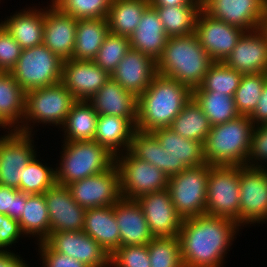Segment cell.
I'll list each match as a JSON object with an SVG mask.
<instances>
[{
    "mask_svg": "<svg viewBox=\"0 0 267 267\" xmlns=\"http://www.w3.org/2000/svg\"><path fill=\"white\" fill-rule=\"evenodd\" d=\"M239 227L232 220L207 214L183 219L178 233L183 266H223Z\"/></svg>",
    "mask_w": 267,
    "mask_h": 267,
    "instance_id": "6da1fadb",
    "label": "cell"
},
{
    "mask_svg": "<svg viewBox=\"0 0 267 267\" xmlns=\"http://www.w3.org/2000/svg\"><path fill=\"white\" fill-rule=\"evenodd\" d=\"M192 99V90L179 81L157 74L137 97L136 129L152 132L170 127L184 106Z\"/></svg>",
    "mask_w": 267,
    "mask_h": 267,
    "instance_id": "7a4b0ae2",
    "label": "cell"
},
{
    "mask_svg": "<svg viewBox=\"0 0 267 267\" xmlns=\"http://www.w3.org/2000/svg\"><path fill=\"white\" fill-rule=\"evenodd\" d=\"M212 63V59L193 33L169 37L156 60V69L158 74L177 80L193 90L201 85Z\"/></svg>",
    "mask_w": 267,
    "mask_h": 267,
    "instance_id": "3957f363",
    "label": "cell"
},
{
    "mask_svg": "<svg viewBox=\"0 0 267 267\" xmlns=\"http://www.w3.org/2000/svg\"><path fill=\"white\" fill-rule=\"evenodd\" d=\"M253 129L247 115L211 126L203 143L205 162L212 166H247Z\"/></svg>",
    "mask_w": 267,
    "mask_h": 267,
    "instance_id": "277c9868",
    "label": "cell"
},
{
    "mask_svg": "<svg viewBox=\"0 0 267 267\" xmlns=\"http://www.w3.org/2000/svg\"><path fill=\"white\" fill-rule=\"evenodd\" d=\"M62 149L60 167L55 168L60 185L100 174L115 164V155L94 140L64 142Z\"/></svg>",
    "mask_w": 267,
    "mask_h": 267,
    "instance_id": "5b68a950",
    "label": "cell"
},
{
    "mask_svg": "<svg viewBox=\"0 0 267 267\" xmlns=\"http://www.w3.org/2000/svg\"><path fill=\"white\" fill-rule=\"evenodd\" d=\"M76 101L61 82L56 85L27 91L23 125L19 131L32 133V128L29 127L31 126L29 124L37 122L62 126Z\"/></svg>",
    "mask_w": 267,
    "mask_h": 267,
    "instance_id": "8992f818",
    "label": "cell"
},
{
    "mask_svg": "<svg viewBox=\"0 0 267 267\" xmlns=\"http://www.w3.org/2000/svg\"><path fill=\"white\" fill-rule=\"evenodd\" d=\"M63 60L44 44L23 49L9 72L25 91L56 85L62 79Z\"/></svg>",
    "mask_w": 267,
    "mask_h": 267,
    "instance_id": "52a82bcc",
    "label": "cell"
},
{
    "mask_svg": "<svg viewBox=\"0 0 267 267\" xmlns=\"http://www.w3.org/2000/svg\"><path fill=\"white\" fill-rule=\"evenodd\" d=\"M212 165L189 167L169 177L167 190L170 199L183 218L205 214L207 182Z\"/></svg>",
    "mask_w": 267,
    "mask_h": 267,
    "instance_id": "ba28073f",
    "label": "cell"
},
{
    "mask_svg": "<svg viewBox=\"0 0 267 267\" xmlns=\"http://www.w3.org/2000/svg\"><path fill=\"white\" fill-rule=\"evenodd\" d=\"M241 166H212L207 182L205 214L239 224Z\"/></svg>",
    "mask_w": 267,
    "mask_h": 267,
    "instance_id": "9c48e42d",
    "label": "cell"
},
{
    "mask_svg": "<svg viewBox=\"0 0 267 267\" xmlns=\"http://www.w3.org/2000/svg\"><path fill=\"white\" fill-rule=\"evenodd\" d=\"M118 155L115 164L119 170L122 198L137 199L167 189L169 177L156 166L135 158L129 151Z\"/></svg>",
    "mask_w": 267,
    "mask_h": 267,
    "instance_id": "30bf717a",
    "label": "cell"
},
{
    "mask_svg": "<svg viewBox=\"0 0 267 267\" xmlns=\"http://www.w3.org/2000/svg\"><path fill=\"white\" fill-rule=\"evenodd\" d=\"M67 187L73 199L84 209L113 206L122 198L116 164L100 174L75 181Z\"/></svg>",
    "mask_w": 267,
    "mask_h": 267,
    "instance_id": "8fae6325",
    "label": "cell"
},
{
    "mask_svg": "<svg viewBox=\"0 0 267 267\" xmlns=\"http://www.w3.org/2000/svg\"><path fill=\"white\" fill-rule=\"evenodd\" d=\"M239 187V225L266 222L267 168L241 166Z\"/></svg>",
    "mask_w": 267,
    "mask_h": 267,
    "instance_id": "7c38bea8",
    "label": "cell"
},
{
    "mask_svg": "<svg viewBox=\"0 0 267 267\" xmlns=\"http://www.w3.org/2000/svg\"><path fill=\"white\" fill-rule=\"evenodd\" d=\"M0 136V185L19 190L23 168L37 154L31 133L7 131Z\"/></svg>",
    "mask_w": 267,
    "mask_h": 267,
    "instance_id": "4fadbf2b",
    "label": "cell"
},
{
    "mask_svg": "<svg viewBox=\"0 0 267 267\" xmlns=\"http://www.w3.org/2000/svg\"><path fill=\"white\" fill-rule=\"evenodd\" d=\"M245 31L212 18L202 9L195 21V34L213 62H224Z\"/></svg>",
    "mask_w": 267,
    "mask_h": 267,
    "instance_id": "5bb4252c",
    "label": "cell"
},
{
    "mask_svg": "<svg viewBox=\"0 0 267 267\" xmlns=\"http://www.w3.org/2000/svg\"><path fill=\"white\" fill-rule=\"evenodd\" d=\"M267 0H201V9L212 18L247 31L259 29Z\"/></svg>",
    "mask_w": 267,
    "mask_h": 267,
    "instance_id": "9a60e30c",
    "label": "cell"
},
{
    "mask_svg": "<svg viewBox=\"0 0 267 267\" xmlns=\"http://www.w3.org/2000/svg\"><path fill=\"white\" fill-rule=\"evenodd\" d=\"M44 242L53 250L64 253L89 267H110V255L83 231H57Z\"/></svg>",
    "mask_w": 267,
    "mask_h": 267,
    "instance_id": "2e32d148",
    "label": "cell"
},
{
    "mask_svg": "<svg viewBox=\"0 0 267 267\" xmlns=\"http://www.w3.org/2000/svg\"><path fill=\"white\" fill-rule=\"evenodd\" d=\"M136 201L154 237L178 236L183 218L177 213L167 189L144 194Z\"/></svg>",
    "mask_w": 267,
    "mask_h": 267,
    "instance_id": "e0dca14e",
    "label": "cell"
},
{
    "mask_svg": "<svg viewBox=\"0 0 267 267\" xmlns=\"http://www.w3.org/2000/svg\"><path fill=\"white\" fill-rule=\"evenodd\" d=\"M110 78L92 60H63L61 83L76 100L88 101Z\"/></svg>",
    "mask_w": 267,
    "mask_h": 267,
    "instance_id": "ac0fdd59",
    "label": "cell"
},
{
    "mask_svg": "<svg viewBox=\"0 0 267 267\" xmlns=\"http://www.w3.org/2000/svg\"><path fill=\"white\" fill-rule=\"evenodd\" d=\"M44 197L49 213V234L83 231L86 209L73 199L67 186L55 183L44 193Z\"/></svg>",
    "mask_w": 267,
    "mask_h": 267,
    "instance_id": "d6986e66",
    "label": "cell"
},
{
    "mask_svg": "<svg viewBox=\"0 0 267 267\" xmlns=\"http://www.w3.org/2000/svg\"><path fill=\"white\" fill-rule=\"evenodd\" d=\"M224 63L242 75L267 73L265 36L259 29L244 32Z\"/></svg>",
    "mask_w": 267,
    "mask_h": 267,
    "instance_id": "ffe728a7",
    "label": "cell"
},
{
    "mask_svg": "<svg viewBox=\"0 0 267 267\" xmlns=\"http://www.w3.org/2000/svg\"><path fill=\"white\" fill-rule=\"evenodd\" d=\"M49 6L44 9L43 44L62 60L71 59L74 53L77 19L60 11L53 4Z\"/></svg>",
    "mask_w": 267,
    "mask_h": 267,
    "instance_id": "44dd1931",
    "label": "cell"
},
{
    "mask_svg": "<svg viewBox=\"0 0 267 267\" xmlns=\"http://www.w3.org/2000/svg\"><path fill=\"white\" fill-rule=\"evenodd\" d=\"M157 74L156 61L153 58L130 49L112 72L111 78L138 97Z\"/></svg>",
    "mask_w": 267,
    "mask_h": 267,
    "instance_id": "7402d4cb",
    "label": "cell"
},
{
    "mask_svg": "<svg viewBox=\"0 0 267 267\" xmlns=\"http://www.w3.org/2000/svg\"><path fill=\"white\" fill-rule=\"evenodd\" d=\"M152 133L171 157V176L186 168L206 164L201 142L184 138L169 127L155 129Z\"/></svg>",
    "mask_w": 267,
    "mask_h": 267,
    "instance_id": "603a6c76",
    "label": "cell"
},
{
    "mask_svg": "<svg viewBox=\"0 0 267 267\" xmlns=\"http://www.w3.org/2000/svg\"><path fill=\"white\" fill-rule=\"evenodd\" d=\"M114 214L120 231V247L147 245L154 238L136 199L121 198L114 205Z\"/></svg>",
    "mask_w": 267,
    "mask_h": 267,
    "instance_id": "cb8c5ba5",
    "label": "cell"
},
{
    "mask_svg": "<svg viewBox=\"0 0 267 267\" xmlns=\"http://www.w3.org/2000/svg\"><path fill=\"white\" fill-rule=\"evenodd\" d=\"M88 102L98 115H113L137 123V97L110 78Z\"/></svg>",
    "mask_w": 267,
    "mask_h": 267,
    "instance_id": "d4e9b609",
    "label": "cell"
},
{
    "mask_svg": "<svg viewBox=\"0 0 267 267\" xmlns=\"http://www.w3.org/2000/svg\"><path fill=\"white\" fill-rule=\"evenodd\" d=\"M129 38L131 49L140 51L156 61L165 48L169 37L164 30L157 10L149 6Z\"/></svg>",
    "mask_w": 267,
    "mask_h": 267,
    "instance_id": "484cf974",
    "label": "cell"
},
{
    "mask_svg": "<svg viewBox=\"0 0 267 267\" xmlns=\"http://www.w3.org/2000/svg\"><path fill=\"white\" fill-rule=\"evenodd\" d=\"M83 232L92 237L109 255L120 247V231L114 205L86 209Z\"/></svg>",
    "mask_w": 267,
    "mask_h": 267,
    "instance_id": "4316f807",
    "label": "cell"
},
{
    "mask_svg": "<svg viewBox=\"0 0 267 267\" xmlns=\"http://www.w3.org/2000/svg\"><path fill=\"white\" fill-rule=\"evenodd\" d=\"M135 130L136 126L127 118L99 115L94 141L106 147L116 156L121 151L126 152L129 150Z\"/></svg>",
    "mask_w": 267,
    "mask_h": 267,
    "instance_id": "83f0119b",
    "label": "cell"
},
{
    "mask_svg": "<svg viewBox=\"0 0 267 267\" xmlns=\"http://www.w3.org/2000/svg\"><path fill=\"white\" fill-rule=\"evenodd\" d=\"M43 10V11H42ZM10 18V19H9ZM6 18L1 23L20 44L22 49L44 42V9H28Z\"/></svg>",
    "mask_w": 267,
    "mask_h": 267,
    "instance_id": "f1b7e54d",
    "label": "cell"
},
{
    "mask_svg": "<svg viewBox=\"0 0 267 267\" xmlns=\"http://www.w3.org/2000/svg\"><path fill=\"white\" fill-rule=\"evenodd\" d=\"M25 102L26 92L14 77L6 72L0 78V128H8L9 131L11 128L18 131L22 128Z\"/></svg>",
    "mask_w": 267,
    "mask_h": 267,
    "instance_id": "f546056e",
    "label": "cell"
},
{
    "mask_svg": "<svg viewBox=\"0 0 267 267\" xmlns=\"http://www.w3.org/2000/svg\"><path fill=\"white\" fill-rule=\"evenodd\" d=\"M109 32L107 18L77 20L74 53L71 59L93 60Z\"/></svg>",
    "mask_w": 267,
    "mask_h": 267,
    "instance_id": "4dcf8cb0",
    "label": "cell"
},
{
    "mask_svg": "<svg viewBox=\"0 0 267 267\" xmlns=\"http://www.w3.org/2000/svg\"><path fill=\"white\" fill-rule=\"evenodd\" d=\"M149 6V0H112L107 16L110 33L130 37Z\"/></svg>",
    "mask_w": 267,
    "mask_h": 267,
    "instance_id": "1f68e13d",
    "label": "cell"
},
{
    "mask_svg": "<svg viewBox=\"0 0 267 267\" xmlns=\"http://www.w3.org/2000/svg\"><path fill=\"white\" fill-rule=\"evenodd\" d=\"M98 116L88 101L77 100L61 127L66 135L64 142L94 140Z\"/></svg>",
    "mask_w": 267,
    "mask_h": 267,
    "instance_id": "d6a6232c",
    "label": "cell"
},
{
    "mask_svg": "<svg viewBox=\"0 0 267 267\" xmlns=\"http://www.w3.org/2000/svg\"><path fill=\"white\" fill-rule=\"evenodd\" d=\"M128 151L135 158L149 162L171 177V157L152 132L136 129Z\"/></svg>",
    "mask_w": 267,
    "mask_h": 267,
    "instance_id": "836d02e7",
    "label": "cell"
},
{
    "mask_svg": "<svg viewBox=\"0 0 267 267\" xmlns=\"http://www.w3.org/2000/svg\"><path fill=\"white\" fill-rule=\"evenodd\" d=\"M23 235L37 236L42 242L49 236L50 221L44 194H28L18 220Z\"/></svg>",
    "mask_w": 267,
    "mask_h": 267,
    "instance_id": "e575fe53",
    "label": "cell"
},
{
    "mask_svg": "<svg viewBox=\"0 0 267 267\" xmlns=\"http://www.w3.org/2000/svg\"><path fill=\"white\" fill-rule=\"evenodd\" d=\"M180 136L204 143L211 125L202 108L192 98L169 127Z\"/></svg>",
    "mask_w": 267,
    "mask_h": 267,
    "instance_id": "d590c367",
    "label": "cell"
},
{
    "mask_svg": "<svg viewBox=\"0 0 267 267\" xmlns=\"http://www.w3.org/2000/svg\"><path fill=\"white\" fill-rule=\"evenodd\" d=\"M192 98L202 108L211 126L237 118L234 97L216 91H192Z\"/></svg>",
    "mask_w": 267,
    "mask_h": 267,
    "instance_id": "8d00e7d4",
    "label": "cell"
},
{
    "mask_svg": "<svg viewBox=\"0 0 267 267\" xmlns=\"http://www.w3.org/2000/svg\"><path fill=\"white\" fill-rule=\"evenodd\" d=\"M157 10L168 37L195 33V21L201 5L153 7Z\"/></svg>",
    "mask_w": 267,
    "mask_h": 267,
    "instance_id": "74e56055",
    "label": "cell"
},
{
    "mask_svg": "<svg viewBox=\"0 0 267 267\" xmlns=\"http://www.w3.org/2000/svg\"><path fill=\"white\" fill-rule=\"evenodd\" d=\"M241 77V73L230 68L224 62H213L209 66L201 85L192 91H216V93L234 96Z\"/></svg>",
    "mask_w": 267,
    "mask_h": 267,
    "instance_id": "f35d334b",
    "label": "cell"
},
{
    "mask_svg": "<svg viewBox=\"0 0 267 267\" xmlns=\"http://www.w3.org/2000/svg\"><path fill=\"white\" fill-rule=\"evenodd\" d=\"M35 155L23 168L19 190L27 194H44L56 183V171L43 165Z\"/></svg>",
    "mask_w": 267,
    "mask_h": 267,
    "instance_id": "ab89813d",
    "label": "cell"
},
{
    "mask_svg": "<svg viewBox=\"0 0 267 267\" xmlns=\"http://www.w3.org/2000/svg\"><path fill=\"white\" fill-rule=\"evenodd\" d=\"M267 73L244 74L234 94L236 110L240 115L249 116L256 108Z\"/></svg>",
    "mask_w": 267,
    "mask_h": 267,
    "instance_id": "60d3db41",
    "label": "cell"
},
{
    "mask_svg": "<svg viewBox=\"0 0 267 267\" xmlns=\"http://www.w3.org/2000/svg\"><path fill=\"white\" fill-rule=\"evenodd\" d=\"M150 267H184L176 237H154L148 244Z\"/></svg>",
    "mask_w": 267,
    "mask_h": 267,
    "instance_id": "b9f144b4",
    "label": "cell"
},
{
    "mask_svg": "<svg viewBox=\"0 0 267 267\" xmlns=\"http://www.w3.org/2000/svg\"><path fill=\"white\" fill-rule=\"evenodd\" d=\"M130 49L129 37L109 32L92 61L111 75Z\"/></svg>",
    "mask_w": 267,
    "mask_h": 267,
    "instance_id": "7bdbcfd3",
    "label": "cell"
},
{
    "mask_svg": "<svg viewBox=\"0 0 267 267\" xmlns=\"http://www.w3.org/2000/svg\"><path fill=\"white\" fill-rule=\"evenodd\" d=\"M52 4L75 19L107 18L112 0H52Z\"/></svg>",
    "mask_w": 267,
    "mask_h": 267,
    "instance_id": "ee69618b",
    "label": "cell"
},
{
    "mask_svg": "<svg viewBox=\"0 0 267 267\" xmlns=\"http://www.w3.org/2000/svg\"><path fill=\"white\" fill-rule=\"evenodd\" d=\"M110 266L150 267L147 245H127L119 247L110 255Z\"/></svg>",
    "mask_w": 267,
    "mask_h": 267,
    "instance_id": "f6af8a7d",
    "label": "cell"
},
{
    "mask_svg": "<svg viewBox=\"0 0 267 267\" xmlns=\"http://www.w3.org/2000/svg\"><path fill=\"white\" fill-rule=\"evenodd\" d=\"M22 50L20 44L0 23V69L9 73L15 67Z\"/></svg>",
    "mask_w": 267,
    "mask_h": 267,
    "instance_id": "bcb514c9",
    "label": "cell"
},
{
    "mask_svg": "<svg viewBox=\"0 0 267 267\" xmlns=\"http://www.w3.org/2000/svg\"><path fill=\"white\" fill-rule=\"evenodd\" d=\"M27 193L0 185V213L19 220L27 200Z\"/></svg>",
    "mask_w": 267,
    "mask_h": 267,
    "instance_id": "7dc6e473",
    "label": "cell"
},
{
    "mask_svg": "<svg viewBox=\"0 0 267 267\" xmlns=\"http://www.w3.org/2000/svg\"><path fill=\"white\" fill-rule=\"evenodd\" d=\"M254 159V160H253ZM252 162H251V161ZM262 164L267 162V124L256 125L252 131L251 146L247 158V166L254 168H266Z\"/></svg>",
    "mask_w": 267,
    "mask_h": 267,
    "instance_id": "c3c4849f",
    "label": "cell"
},
{
    "mask_svg": "<svg viewBox=\"0 0 267 267\" xmlns=\"http://www.w3.org/2000/svg\"><path fill=\"white\" fill-rule=\"evenodd\" d=\"M43 267H89L64 253L53 251L44 241L38 243Z\"/></svg>",
    "mask_w": 267,
    "mask_h": 267,
    "instance_id": "681fc988",
    "label": "cell"
},
{
    "mask_svg": "<svg viewBox=\"0 0 267 267\" xmlns=\"http://www.w3.org/2000/svg\"><path fill=\"white\" fill-rule=\"evenodd\" d=\"M22 234L18 220L5 215L4 222L0 224V250H7V246L16 243Z\"/></svg>",
    "mask_w": 267,
    "mask_h": 267,
    "instance_id": "f907efd6",
    "label": "cell"
},
{
    "mask_svg": "<svg viewBox=\"0 0 267 267\" xmlns=\"http://www.w3.org/2000/svg\"><path fill=\"white\" fill-rule=\"evenodd\" d=\"M254 126L267 124V81L262 89L261 96L258 100L255 110L249 115Z\"/></svg>",
    "mask_w": 267,
    "mask_h": 267,
    "instance_id": "816d5d0a",
    "label": "cell"
},
{
    "mask_svg": "<svg viewBox=\"0 0 267 267\" xmlns=\"http://www.w3.org/2000/svg\"><path fill=\"white\" fill-rule=\"evenodd\" d=\"M10 250H0V267H29L22 258Z\"/></svg>",
    "mask_w": 267,
    "mask_h": 267,
    "instance_id": "f5cc1de1",
    "label": "cell"
},
{
    "mask_svg": "<svg viewBox=\"0 0 267 267\" xmlns=\"http://www.w3.org/2000/svg\"><path fill=\"white\" fill-rule=\"evenodd\" d=\"M151 7L201 5V0H149Z\"/></svg>",
    "mask_w": 267,
    "mask_h": 267,
    "instance_id": "db71d44e",
    "label": "cell"
},
{
    "mask_svg": "<svg viewBox=\"0 0 267 267\" xmlns=\"http://www.w3.org/2000/svg\"><path fill=\"white\" fill-rule=\"evenodd\" d=\"M259 30L265 36L266 41H267V7L265 9L262 21L260 23Z\"/></svg>",
    "mask_w": 267,
    "mask_h": 267,
    "instance_id": "11a10c76",
    "label": "cell"
},
{
    "mask_svg": "<svg viewBox=\"0 0 267 267\" xmlns=\"http://www.w3.org/2000/svg\"><path fill=\"white\" fill-rule=\"evenodd\" d=\"M4 216H5V214L0 213V224H1L2 222H4Z\"/></svg>",
    "mask_w": 267,
    "mask_h": 267,
    "instance_id": "9f6ffc18",
    "label": "cell"
},
{
    "mask_svg": "<svg viewBox=\"0 0 267 267\" xmlns=\"http://www.w3.org/2000/svg\"><path fill=\"white\" fill-rule=\"evenodd\" d=\"M6 72L0 69V78L5 74Z\"/></svg>",
    "mask_w": 267,
    "mask_h": 267,
    "instance_id": "6f0895ef",
    "label": "cell"
}]
</instances>
